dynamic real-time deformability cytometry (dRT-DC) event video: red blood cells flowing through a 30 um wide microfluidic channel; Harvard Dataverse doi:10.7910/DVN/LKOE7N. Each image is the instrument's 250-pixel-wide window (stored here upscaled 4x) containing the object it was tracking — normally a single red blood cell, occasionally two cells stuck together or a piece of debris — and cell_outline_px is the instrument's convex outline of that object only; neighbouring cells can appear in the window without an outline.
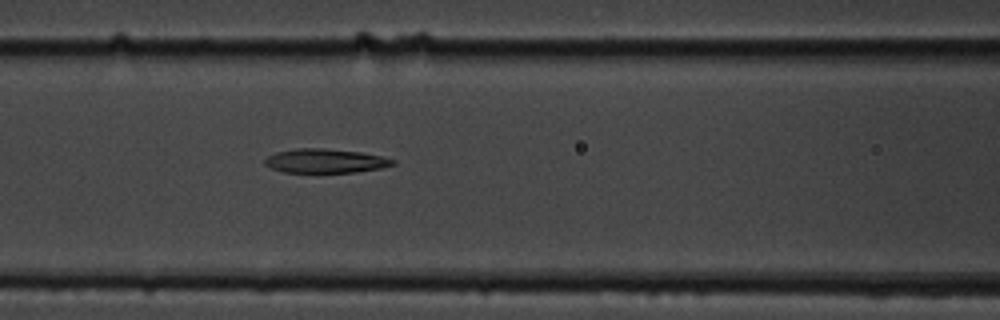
{"species": "common noctule bat (a hibernating species)", "species_latin": "Nyctalus noctula", "temperature_condition": "cold", "stored_images_in_passage": 3, "camera_frame_rate_fps": 3000, "um_per_image_px": 0.085, "animal": {"sex": "male", "body_mass_g": 19.5, "forearm_length_mm": 54.6}, "frame": {"image": 1, "passage_image": 3, "time_ms": 2.333, "image_size_px": [1000, 320], "cell_outline_px": [[396, 164], [380, 168], [356, 172], [284, 172], [272, 168], [264, 164], [264, 160], [268, 156], [276, 152], [296, 148], [324, 148], [360, 152], [380, 156], [396, 160]], "centroid_in_image_um": [27.65, 13.67], "position_along_channel_um": 139.0, "area_um2": 17.86}}